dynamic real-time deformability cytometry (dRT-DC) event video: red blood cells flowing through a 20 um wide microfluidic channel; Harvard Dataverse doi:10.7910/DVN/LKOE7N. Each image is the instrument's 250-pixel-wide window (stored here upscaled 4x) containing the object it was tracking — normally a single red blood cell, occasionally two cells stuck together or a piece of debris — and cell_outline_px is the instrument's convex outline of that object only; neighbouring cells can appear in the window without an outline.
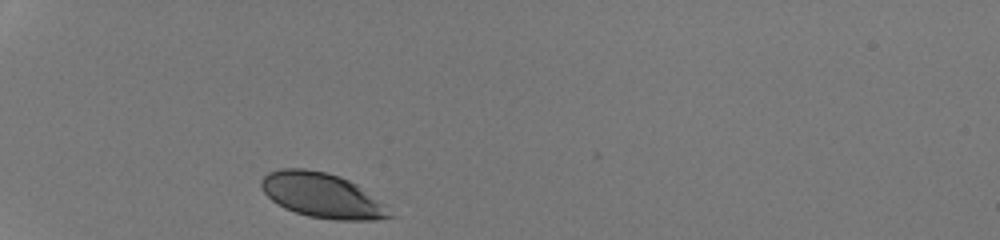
{"species": "human", "species_latin": "Homo sapiens", "temperature_condition": "room temperature", "stored_images_in_passage": 28, "camera_frame_rate_fps": 3000, "um_per_image_px": 0.085, "donor": {"sex": "male"}, "frame": {"image": 1, "passage_image": 1, "time_ms": 0.0, "image_size_px": [1000, 240], "cell_outline_px": [[396, 216], [376, 220], [336, 220], [308, 216], [284, 208], [276, 204], [260, 188], [260, 180], [268, 172], [280, 168], [304, 168], [324, 172], [340, 176], [356, 184], [388, 204]], "centroid_in_image_um": [27.43, 16.62], "position_along_channel_um": 57.6, "area_um2": 33.99}}
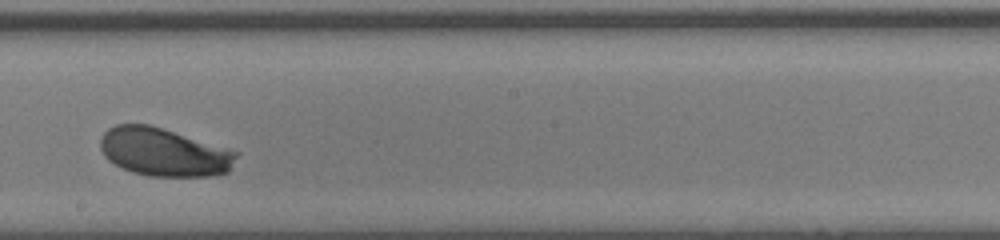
{"frame": {"image": 2, "passage_image": 16, "time_ms": 5.0, "image_size_px": [1000, 240], "cell_outline_px": [[240, 152], [228, 172], [208, 176], [148, 176], [132, 172], [108, 160], [104, 156], [100, 148], [100, 140], [104, 132], [108, 128], [116, 124], [148, 124]], "centroid_in_image_um": [13.91, 12.93], "position_along_channel_um": 234.3, "area_um2": 37.97}}
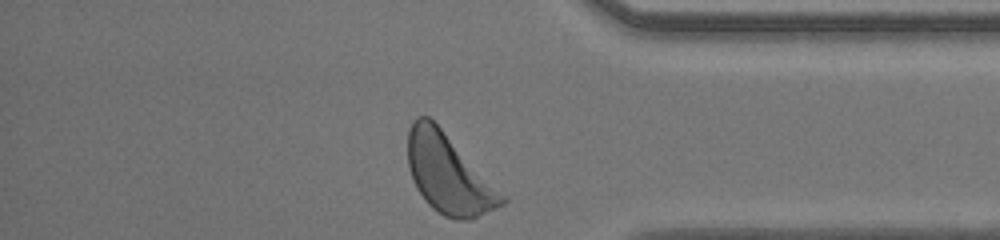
{"frame": {"image": 3, "passage_image": 28, "time_ms": 9.0, "image_size_px": [1000, 240], "cell_outline_px": [[508, 200], [504, 204], [472, 220], [456, 220], [444, 216], [432, 208], [424, 200], [416, 188], [412, 180], [408, 168], [408, 128], [416, 116], [428, 116], [508, 196]], "centroid_in_image_um": [38.15, 14.82], "position_along_channel_um": 397.1, "area_um2": 43.64}, "authors_computed_cell_mechanics": {"area_um2": 37.6567, "velocity_mm_per_s": 4.2452, "shape_relaxation_time_tau1_ms": 1.7338, "shape_relaxation_time_tau2_ms": null, "deformation_change_tau1": 0.1064, "deformation_change_tau2": null}}